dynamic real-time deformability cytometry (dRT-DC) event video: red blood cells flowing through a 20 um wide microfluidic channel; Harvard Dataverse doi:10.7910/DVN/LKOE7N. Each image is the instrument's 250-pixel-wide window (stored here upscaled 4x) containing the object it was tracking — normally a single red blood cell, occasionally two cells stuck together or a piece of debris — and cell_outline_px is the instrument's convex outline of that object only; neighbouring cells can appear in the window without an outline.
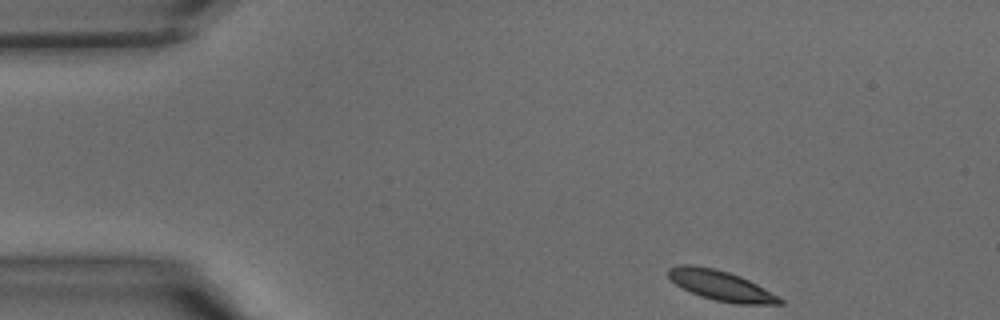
{"species": "common noctule bat (a hibernating species)", "species_latin": "Nyctalus noctula", "temperature_condition": "warm", "stored_images_in_passage": 36, "camera_frame_rate_fps": 3000, "um_per_image_px": 0.085, "animal": {"sex": "male", "body_mass_g": 15.6}, "frame": {"image": 1, "passage_image": 1, "time_ms": 0.0, "image_size_px": [1000, 320], "cell_outline_px": [[784, 304], [736, 304], [716, 300], [700, 296], [676, 284], [668, 276], [668, 268], [680, 264], [692, 264], [712, 268], [728, 272], [740, 276], [780, 296], [784, 300]], "centroid_in_image_um": [61.3, 24.27], "position_along_channel_um": 23.7, "area_um2": 19.36}}
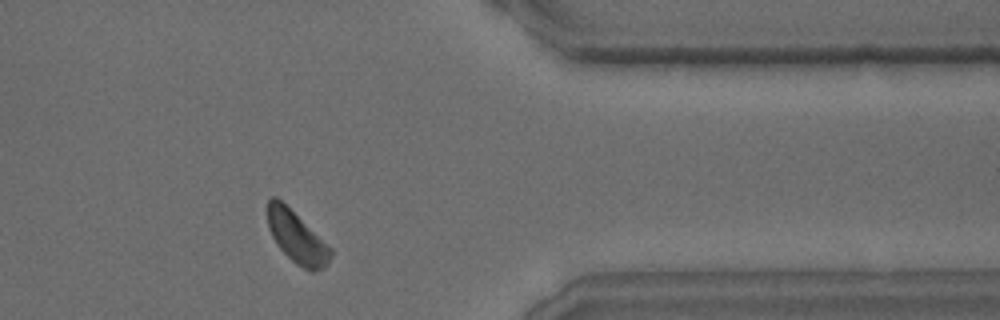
{"frame": {"image": 2, "passage_image": 29, "time_ms": 9.333, "image_size_px": [1000, 320], "cell_outline_px": [[332, 256], [328, 264], [324, 268], [312, 272], [308, 272], [296, 264], [280, 248], [272, 236], [268, 228], [268, 200], [272, 196], [276, 196], [332, 248]], "centroid_in_image_um": [25.25, 20.2], "position_along_channel_um": 386.2, "area_um2": 18.79}}
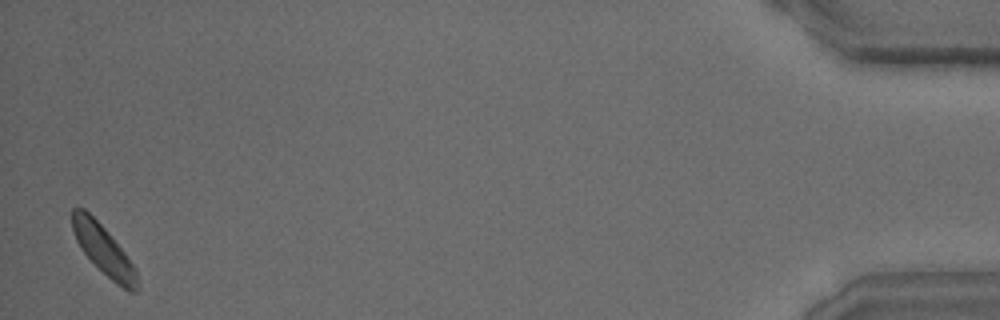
{"frame": {"image": 3, "passage_image": 36, "time_ms": 11.667, "image_size_px": [1000, 320], "cell_outline_px": [[140, 288], [136, 292], [128, 292], [116, 284], [80, 248], [76, 240], [72, 228], [72, 208], [84, 208], [108, 232], [124, 252], [136, 268]], "centroid_in_image_um": [8.84, 21.28], "position_along_channel_um": 426.4, "area_um2": 18.5}}